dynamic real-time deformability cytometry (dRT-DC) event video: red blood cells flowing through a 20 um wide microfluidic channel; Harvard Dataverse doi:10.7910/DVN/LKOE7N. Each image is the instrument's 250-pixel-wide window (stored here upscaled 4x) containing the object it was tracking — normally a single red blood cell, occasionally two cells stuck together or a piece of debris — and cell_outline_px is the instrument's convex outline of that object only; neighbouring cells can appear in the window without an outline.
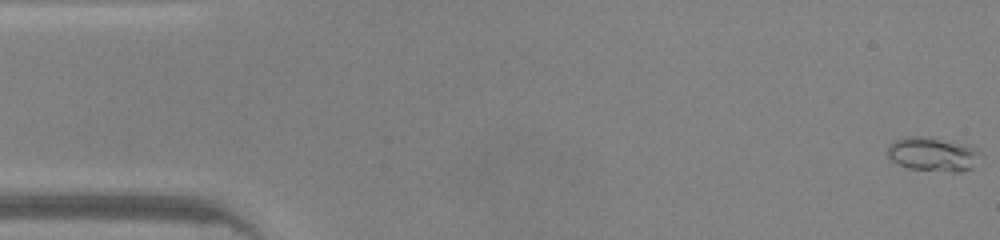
{"species": "common noctule bat (a hibernating species)", "species_latin": "Nyctalus noctula", "temperature_condition": "warm", "stored_images_in_passage": 47, "camera_frame_rate_fps": 3000, "um_per_image_px": 0.085, "animal": {"sex": "male", "body_mass_g": 20.0, "forearm_length_mm": 53.3}, "frame": {"image": 1, "passage_image": 1, "time_ms": 0.0, "image_size_px": [1000, 240], "cell_outline_px": [[980, 152], [972, 168], [960, 172], [952, 172], [908, 168], [892, 160], [888, 156], [888, 148], [896, 140], [908, 136], [920, 136], [968, 144], [976, 148]], "centroid_in_image_um": [79.31, 13.11], "position_along_channel_um": 5.7, "area_um2": 18.09}}
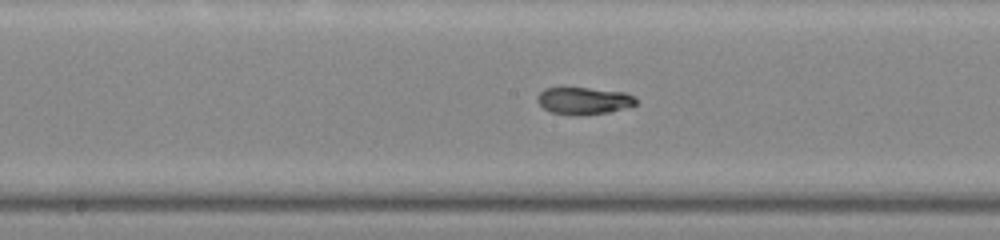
{"frame": {"image": 2, "passage_image": 24, "time_ms": 7.667, "image_size_px": [1000, 240], "cell_outline_px": [[636, 104], [608, 112], [552, 112], [544, 108], [536, 100], [536, 96], [544, 88], [588, 88], [624, 92], [632, 96], [636, 100]], "centroid_in_image_um": [49.59, 8.5], "position_along_channel_um": 198.6, "area_um2": 14.57}}
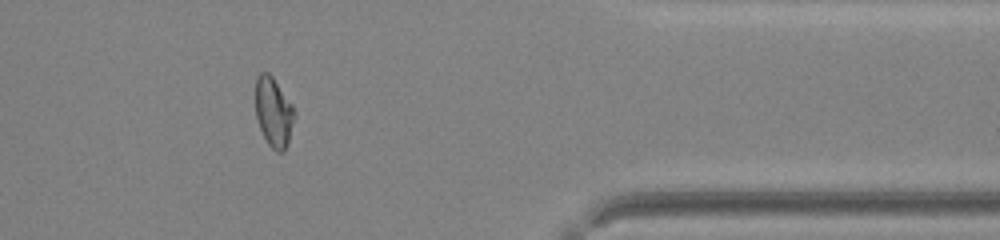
{"frame": {"image": 3, "passage_image": 39, "time_ms": 12.667, "image_size_px": [1000, 240], "cell_outline_px": [[296, 116], [288, 144], [284, 152], [276, 152], [268, 144], [260, 128], [256, 116], [256, 76], [260, 72], [268, 72], [272, 76], [292, 104], [296, 112]], "centroid_in_image_um": [23.28, 9.55], "position_along_channel_um": 388.1, "area_um2": 15.95}, "authors_computed_cell_mechanics": {"area_um2": 16.3574, "velocity_mm_per_s": 4.2856, "shape_relaxation_time_tau1_ms": 9.7883, "shape_relaxation_time_tau2_ms": 1.19, "deformation_change_tau1": 0.3185, "deformation_change_tau2": 0.0436}}